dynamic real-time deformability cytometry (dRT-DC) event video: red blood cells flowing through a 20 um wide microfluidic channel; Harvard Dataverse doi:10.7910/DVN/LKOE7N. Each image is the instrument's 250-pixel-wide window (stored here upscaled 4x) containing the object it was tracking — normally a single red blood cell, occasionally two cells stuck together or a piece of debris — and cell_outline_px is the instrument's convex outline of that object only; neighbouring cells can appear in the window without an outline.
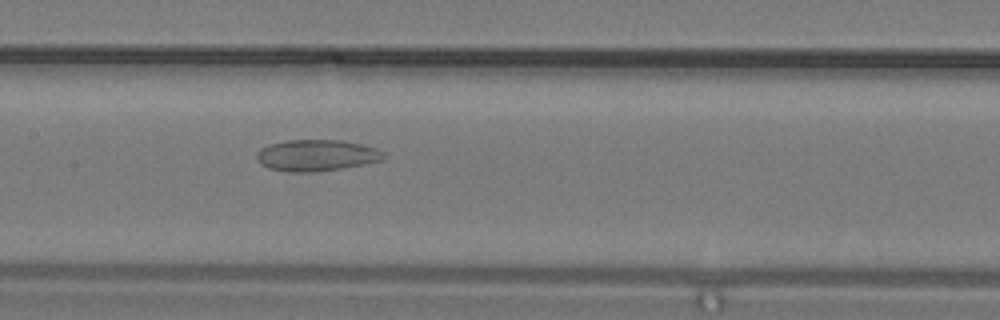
{"species": "common noctule bat (a hibernating species)", "species_latin": "Nyctalus noctula", "temperature_condition": "warm", "stored_images_in_passage": 6, "camera_frame_rate_fps": 3000, "um_per_image_px": 0.085, "animal": {"sex": "male", "body_mass_g": 19.2, "forearm_length_mm": 51.8}, "frame": {"image": 1, "passage_image": 6, "time_ms": 1.667, "image_size_px": [1000, 320], "cell_outline_px": [[388, 156], [384, 160], [344, 168], [312, 172], [288, 172], [268, 168], [260, 164], [256, 160], [256, 152], [260, 148], [268, 144], [288, 140], [340, 140], [360, 144], [376, 148], [384, 152]], "centroid_in_image_um": [26.89, 13.21], "position_along_channel_um": 180.5, "area_um2": 23.52}}